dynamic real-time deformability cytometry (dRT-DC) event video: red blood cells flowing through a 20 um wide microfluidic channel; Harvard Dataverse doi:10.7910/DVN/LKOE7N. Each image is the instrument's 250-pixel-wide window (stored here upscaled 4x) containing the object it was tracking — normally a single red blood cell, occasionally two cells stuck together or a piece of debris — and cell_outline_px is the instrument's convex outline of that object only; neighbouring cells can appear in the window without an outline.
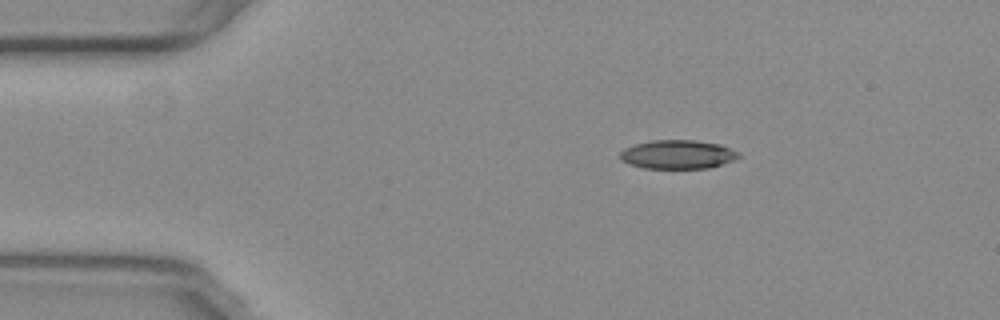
{"species": "common noctule bat (a hibernating species)", "species_latin": "Nyctalus noctula", "temperature_condition": "warm", "stored_images_in_passage": 7, "camera_frame_rate_fps": 3000, "um_per_image_px": 0.085, "animal": {"sex": "female", "body_mass_g": 29.2, "forearm_length_mm": 56.3}, "frame": {"image": 1, "passage_image": 1, "time_ms": 0.0, "image_size_px": [1000, 320], "cell_outline_px": [[740, 156], [732, 160], [708, 168], [644, 168], [628, 164], [620, 160], [620, 152], [624, 148], [636, 144], [652, 140], [692, 140], [720, 144], [740, 152]], "centroid_in_image_um": [57.57, 13.12], "position_along_channel_um": 27.4, "area_um2": 19.83}}